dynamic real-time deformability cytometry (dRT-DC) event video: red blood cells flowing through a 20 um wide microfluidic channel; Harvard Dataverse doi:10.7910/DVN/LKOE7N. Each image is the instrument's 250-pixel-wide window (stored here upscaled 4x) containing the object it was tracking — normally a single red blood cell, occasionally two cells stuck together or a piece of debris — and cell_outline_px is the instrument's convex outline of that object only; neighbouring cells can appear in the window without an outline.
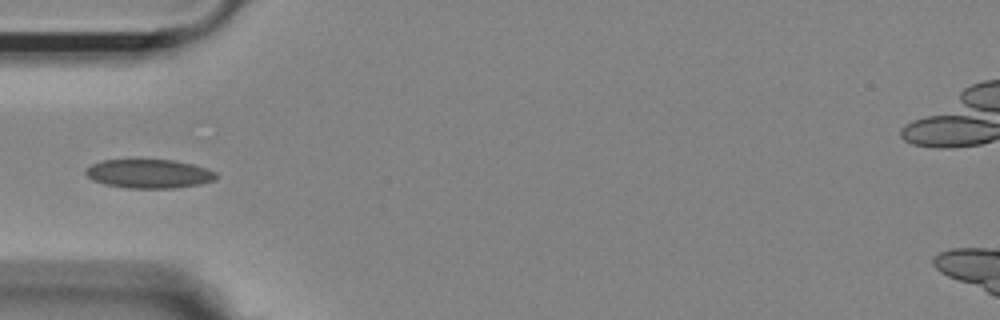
{"species": "Egyptian fruit bat (a non-hibernating species)", "species_latin": "Rousettus aegyptiacus", "temperature_condition": "room temperature", "stored_images_in_passage": 38, "camera_frame_rate_fps": 3000, "um_per_image_px": 0.085, "animal": {"sex": "female"}, "frame": {"image": 1, "passage_image": 1, "time_ms": 0.0, "image_size_px": [1000, 320], "cell_outline_px": [[216, 180], [200, 184], [172, 188], [128, 188], [104, 184], [92, 180], [84, 172], [84, 168], [100, 160], [176, 160], [208, 168], [216, 172]], "centroid_in_image_um": [12.65, 14.76], "position_along_channel_um": 72.3, "area_um2": 22.08}}
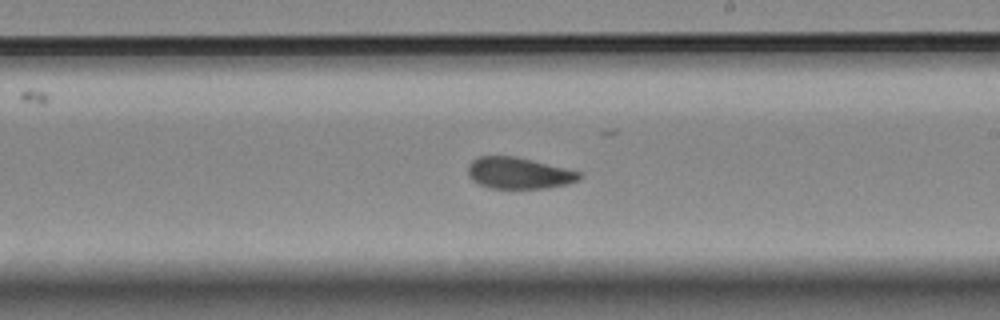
{"frame": {"image": 2, "passage_image": 15, "time_ms": 4.667, "image_size_px": [1000, 320], "cell_outline_px": [[584, 176], [568, 184], [544, 188], [492, 188], [480, 184], [472, 180], [468, 176], [468, 164], [476, 156], [516, 156], [584, 172]], "centroid_in_image_um": [44.11, 14.7], "position_along_channel_um": 244.9, "area_um2": 20.58}}
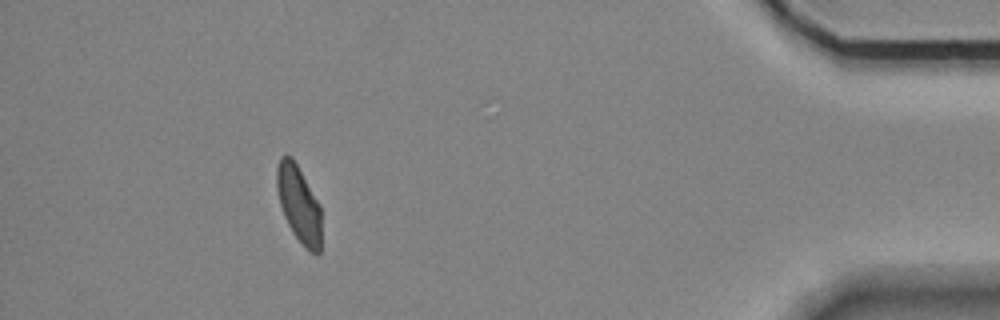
{"frame": {"image": 3, "passage_image": 33, "time_ms": 10.667, "image_size_px": [1000, 320], "cell_outline_px": [[320, 252], [316, 256], [308, 252], [304, 248], [292, 232], [284, 216], [280, 204], [276, 188], [276, 168], [280, 156], [292, 156], [320, 204]], "centroid_in_image_um": [25.39, 17.37], "position_along_channel_um": 409.8, "area_um2": 20.11}}